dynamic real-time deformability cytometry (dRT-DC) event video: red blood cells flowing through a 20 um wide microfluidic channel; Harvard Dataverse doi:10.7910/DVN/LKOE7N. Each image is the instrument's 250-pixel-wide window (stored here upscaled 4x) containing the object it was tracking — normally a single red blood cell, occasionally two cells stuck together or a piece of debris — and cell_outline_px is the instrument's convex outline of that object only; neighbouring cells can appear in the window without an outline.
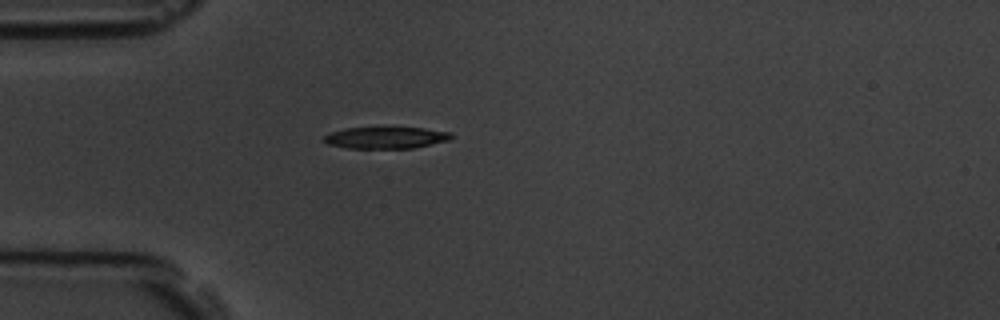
{"species": "common noctule bat (a hibernating species)", "species_latin": "Nyctalus noctula", "temperature_condition": "room temperature", "stored_images_in_passage": 4, "camera_frame_rate_fps": 3000, "um_per_image_px": 0.085, "animal": {"sex": "male", "body_mass_g": 19.5, "forearm_length_mm": 54.6}, "frame": {"image": 1, "passage_image": 4, "time_ms": 4.333, "image_size_px": [1000, 320], "cell_outline_px": [[452, 136], [448, 140], [412, 148], [348, 148], [328, 144], [324, 140], [324, 136], [328, 132], [344, 128], [424, 128], [452, 132]], "centroid_in_image_um": [32.76, 11.7], "position_along_channel_um": 52.2, "area_um2": 15.9}}